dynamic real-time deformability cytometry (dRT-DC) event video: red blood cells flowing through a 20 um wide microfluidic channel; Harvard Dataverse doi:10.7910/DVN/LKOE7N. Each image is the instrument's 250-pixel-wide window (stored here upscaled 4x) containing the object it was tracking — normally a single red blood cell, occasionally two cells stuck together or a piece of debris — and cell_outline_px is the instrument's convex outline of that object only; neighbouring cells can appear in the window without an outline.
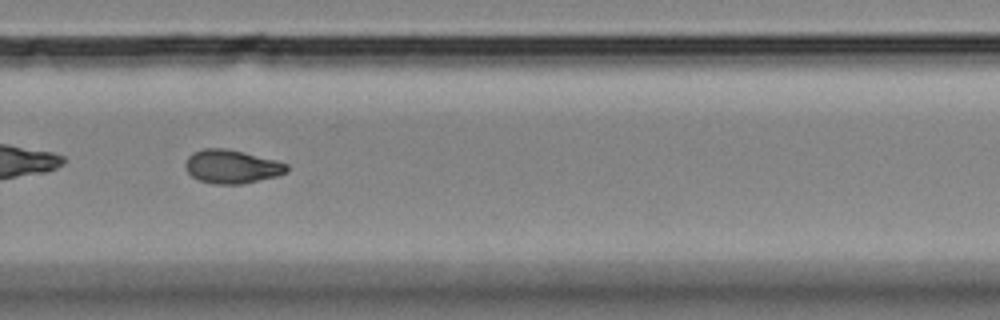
{"species": "Egyptian fruit bat (a non-hibernating species)", "species_latin": "Rousettus aegyptiacus", "temperature_condition": "room temperature", "stored_images_in_passage": 42, "camera_frame_rate_fps": 3000, "um_per_image_px": 0.085, "animal": {"sex": "female"}, "frame": {"image": 1, "passage_image": 30, "time_ms": 9.667, "image_size_px": [1000, 320], "cell_outline_px": [[288, 172], [276, 176], [240, 184], [212, 184], [200, 180], [192, 176], [188, 172], [184, 164], [188, 156], [192, 152], [204, 148], [224, 148], [244, 152], [276, 160], [288, 164]], "centroid_in_image_um": [19.69, 14.15], "position_along_channel_um": 310.1, "area_um2": 19.83}, "authors_computed_cell_mechanics": {"area_um2": 19.8254, "velocity_mm_per_s": 3.4772, "shape_relaxation_time_tau1_ms": 8.9334, "shape_relaxation_time_tau2_ms": 4.6518, "deformation_change_tau1": 0.193, "deformation_change_tau2": 0.0871}}